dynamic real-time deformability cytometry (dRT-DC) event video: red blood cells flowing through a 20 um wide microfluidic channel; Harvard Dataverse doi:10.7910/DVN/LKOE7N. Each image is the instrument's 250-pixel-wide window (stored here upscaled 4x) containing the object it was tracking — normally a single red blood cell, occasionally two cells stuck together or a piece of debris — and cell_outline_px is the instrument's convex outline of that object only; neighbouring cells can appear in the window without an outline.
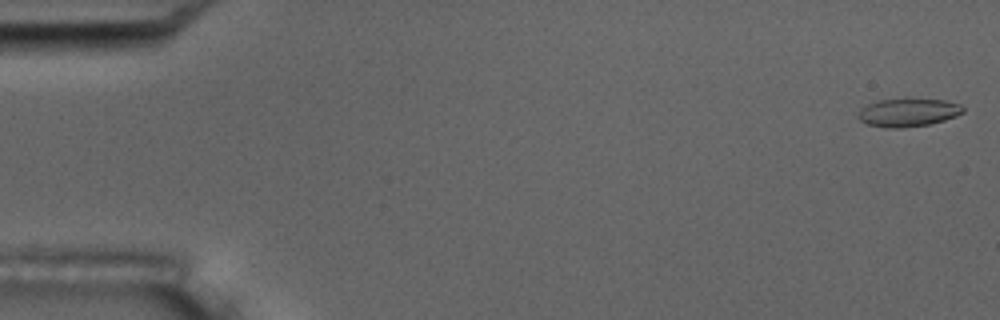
{"species": "common noctule bat (a hibernating species)", "species_latin": "Nyctalus noctula", "temperature_condition": "room temperature", "stored_images_in_passage": 54, "camera_frame_rate_fps": 3000, "um_per_image_px": 0.085, "animal": {"sex": "male", "body_mass_g": 17.5, "forearm_length_mm": 52.3}, "frame": {"image": 1, "passage_image": 1, "time_ms": 0.0, "image_size_px": [1000, 320], "cell_outline_px": [[964, 112], [956, 116], [944, 120], [928, 124], [904, 128], [888, 128], [868, 124], [860, 120], [856, 116], [860, 108], [868, 104], [880, 100], [904, 96], [908, 96], [944, 100], [960, 104], [964, 108]], "centroid_in_image_um": [77.18, 9.51], "position_along_channel_um": 7.8, "area_um2": 17.92}}
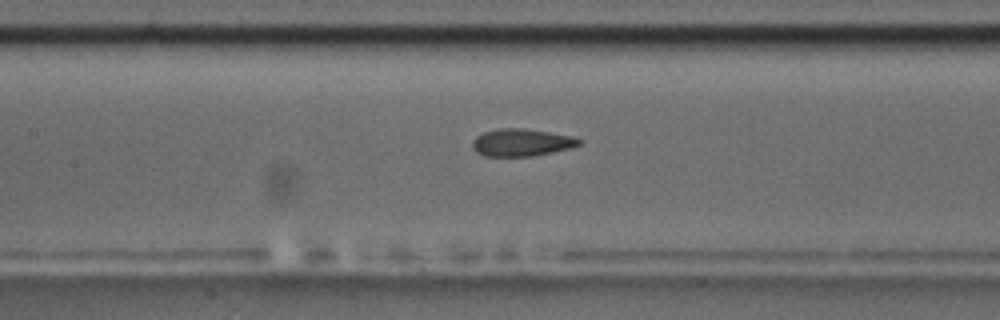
{"frame": {"image": 2, "passage_image": 25, "time_ms": 8.0, "image_size_px": [1000, 320], "cell_outline_px": [[584, 140], [580, 144], [572, 148], [532, 156], [484, 156], [476, 152], [472, 148], [472, 140], [476, 136], [484, 132], [496, 128], [524, 128], [572, 136]], "centroid_in_image_um": [44.32, 12.11], "position_along_channel_um": 163.1, "area_um2": 17.17}}
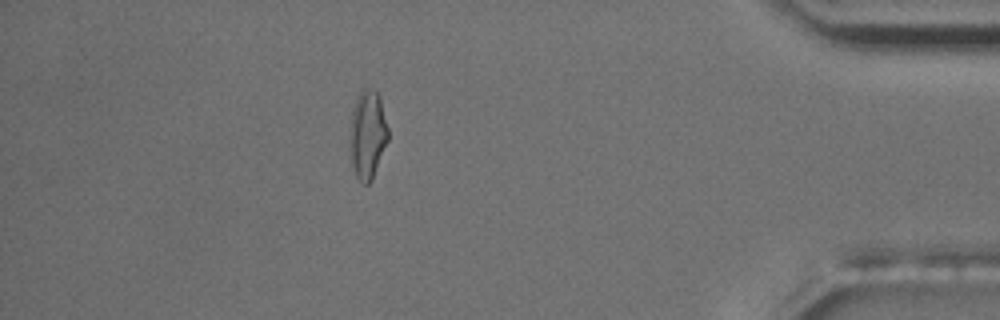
{"frame": {"image": 3, "passage_image": 48, "time_ms": 15.667, "image_size_px": [1000, 320], "cell_outline_px": [[388, 140], [372, 180], [368, 184], [364, 184], [356, 176], [348, 152], [348, 136], [352, 108], [356, 96], [364, 88], [376, 92], [380, 96], [388, 128]], "centroid_in_image_um": [31.2, 11.44], "position_along_channel_um": 404.0, "area_um2": 20.17}, "authors_computed_cell_mechanics": {"area_um2": 17.4556, "velocity_mm_per_s": 3.7187, "shape_relaxation_time_tau1_ms": null, "shape_relaxation_time_tau2_ms": 1.8854, "deformation_change_tau1": null, "deformation_change_tau2": 0.0858}}